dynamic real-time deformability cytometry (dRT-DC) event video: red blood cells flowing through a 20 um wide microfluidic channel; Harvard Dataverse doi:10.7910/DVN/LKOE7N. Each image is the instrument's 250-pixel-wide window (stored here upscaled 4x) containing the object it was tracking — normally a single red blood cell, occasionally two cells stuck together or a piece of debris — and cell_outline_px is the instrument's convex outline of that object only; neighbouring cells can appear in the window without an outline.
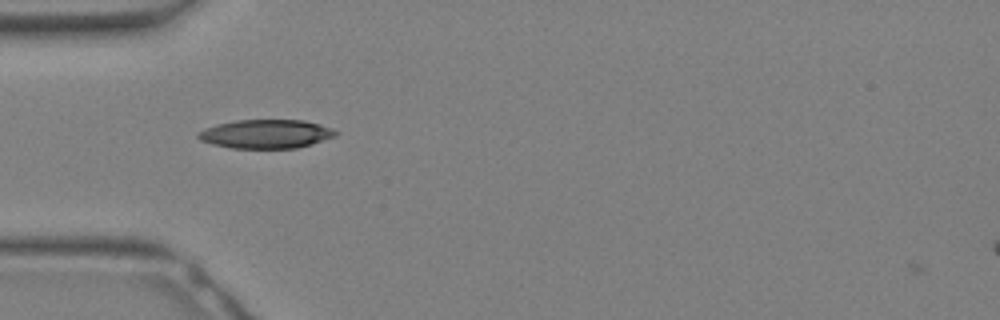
{"species": "Egyptian fruit bat (a non-hibernating species)", "species_latin": "Rousettus aegyptiacus", "temperature_condition": "warm", "stored_images_in_passage": 21, "camera_frame_rate_fps": 3000, "um_per_image_px": 0.085, "animal": {"sex": "female"}, "frame": {"image": 1, "passage_image": 2, "time_ms": 0.333, "image_size_px": [1000, 320], "cell_outline_px": [[340, 132], [336, 136], [312, 144], [296, 148], [232, 148], [212, 144], [200, 140], [196, 136], [196, 132], [204, 128], [236, 120], [304, 120], [320, 124], [332, 128]], "centroid_in_image_um": [22.62, 11.38], "position_along_channel_um": 62.4, "area_um2": 23.18}}
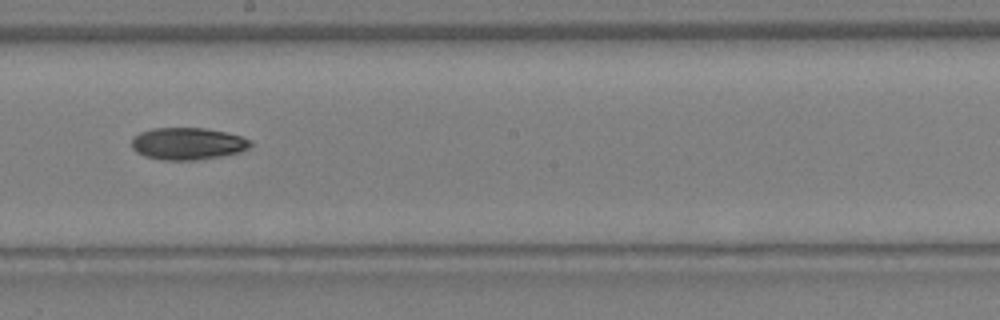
{"frame": {"image": 2, "passage_image": 10, "time_ms": 3.0, "image_size_px": [1000, 320], "cell_outline_px": [[252, 144], [248, 148], [240, 152], [220, 156], [192, 160], [164, 160], [144, 156], [136, 152], [132, 148], [132, 136], [140, 132], [152, 128], [204, 128], [224, 132], [240, 136], [252, 140]], "centroid_in_image_um": [15.92, 12.2], "position_along_channel_um": 232.3, "area_um2": 22.2}}
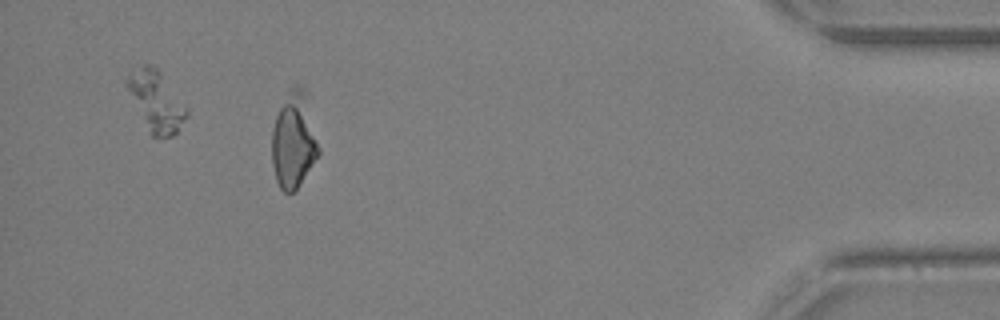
{"frame": {"image": 3, "passage_image": 21, "time_ms": 6.667, "image_size_px": [1000, 320], "cell_outline_px": [[320, 152], [296, 188], [292, 192], [284, 192], [280, 188], [276, 180], [272, 164], [272, 128], [276, 116], [292, 84], [300, 84], [304, 88], [320, 148]], "centroid_in_image_um": [24.96, 11.9], "position_along_channel_um": 410.2, "area_um2": 25.78}}